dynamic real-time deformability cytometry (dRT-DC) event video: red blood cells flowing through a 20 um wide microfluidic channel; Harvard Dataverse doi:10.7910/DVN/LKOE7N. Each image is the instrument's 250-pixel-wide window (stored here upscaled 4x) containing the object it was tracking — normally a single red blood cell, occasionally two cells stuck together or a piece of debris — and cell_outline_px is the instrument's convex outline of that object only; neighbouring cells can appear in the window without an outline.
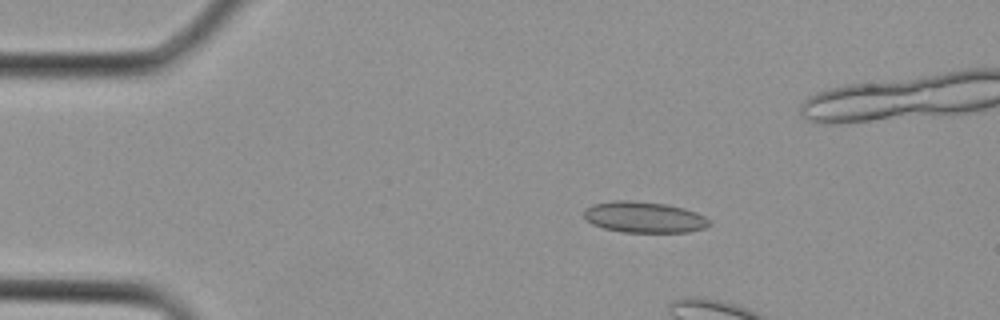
{"species": "Egyptian fruit bat (a non-hibernating species)", "species_latin": "Rousettus aegyptiacus", "temperature_condition": "cold", "stored_images_in_passage": 5, "camera_frame_rate_fps": 3000, "um_per_image_px": 0.085, "animal": {"sex": "female"}, "frame": {"image": 1, "passage_image": 1, "time_ms": 0.0, "image_size_px": [1000, 320], "cell_outline_px": [[712, 224], [704, 228], [688, 232], [624, 232], [604, 228], [592, 224], [584, 216], [584, 208], [592, 204], [612, 200], [632, 200], [664, 204], [684, 208], [696, 212], [704, 216]], "centroid_in_image_um": [54.73, 18.45], "position_along_channel_um": 30.3, "area_um2": 22.72}}
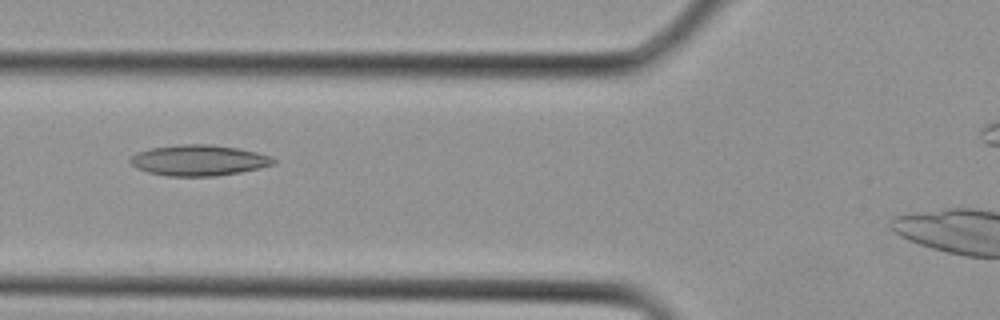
{"frame": {"image": 2, "passage_image": 4, "time_ms": 1.0, "image_size_px": [1000, 320], "cell_outline_px": [[276, 164], [260, 168], [240, 172], [216, 176], [168, 176], [148, 172], [136, 168], [128, 160], [136, 152], [152, 148], [184, 144], [212, 144], [240, 148], [272, 156], [276, 160]], "centroid_in_image_um": [16.93, 13.62], "position_along_channel_um": 108.9, "area_um2": 25.84}}